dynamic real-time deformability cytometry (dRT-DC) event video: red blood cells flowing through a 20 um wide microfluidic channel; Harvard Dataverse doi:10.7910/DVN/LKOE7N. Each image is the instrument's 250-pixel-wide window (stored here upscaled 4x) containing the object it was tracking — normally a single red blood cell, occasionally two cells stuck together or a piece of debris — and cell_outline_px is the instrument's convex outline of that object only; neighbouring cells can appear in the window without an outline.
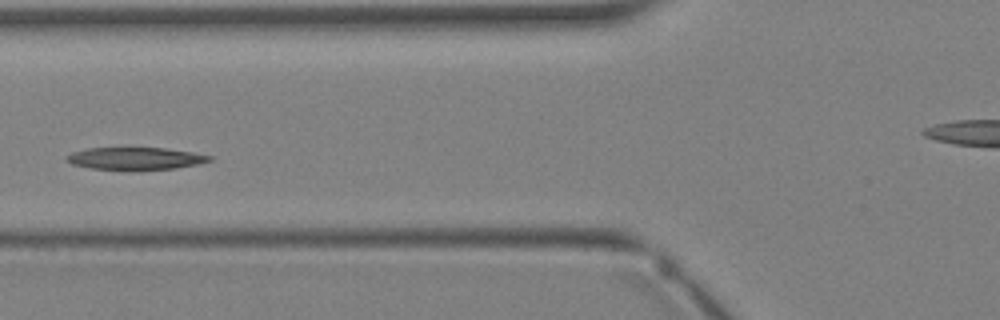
{"species": "Egyptian fruit bat (a non-hibernating species)", "species_latin": "Rousettus aegyptiacus", "temperature_condition": "warm", "stored_images_in_passage": 5, "segment_of_instrument_passage": [1, 2], "camera_frame_rate_fps": 3000, "um_per_image_px": 0.085, "animal": {"sex": "female"}, "frame": {"image": 1, "passage_image": 4, "time_ms": 3.333, "image_size_px": [1000, 320], "cell_outline_px": [[212, 160], [196, 164], [176, 168], [132, 172], [92, 168], [72, 164], [68, 160], [68, 156], [72, 152], [88, 148], [168, 148], [192, 152], [212, 156]], "centroid_in_image_um": [11.54, 13.5], "position_along_channel_um": 114.3, "area_um2": 18.96}}